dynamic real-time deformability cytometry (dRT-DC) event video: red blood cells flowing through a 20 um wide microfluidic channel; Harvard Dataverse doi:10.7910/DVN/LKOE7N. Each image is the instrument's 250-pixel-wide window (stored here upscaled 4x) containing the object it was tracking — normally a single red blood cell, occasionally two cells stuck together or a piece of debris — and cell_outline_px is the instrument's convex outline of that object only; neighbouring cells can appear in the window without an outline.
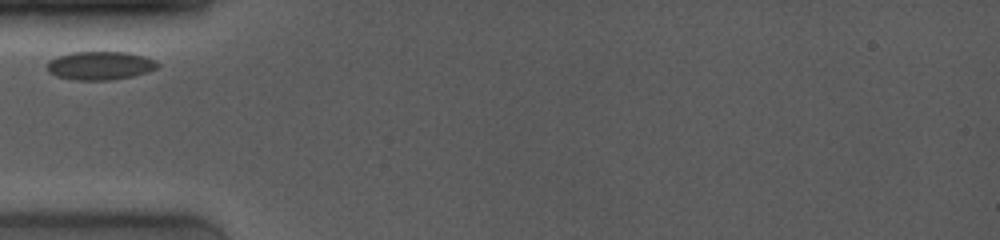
{"species": "common noctule bat (a hibernating species)", "species_latin": "Nyctalus noctula", "temperature_condition": "room temperature", "stored_images_in_passage": 19, "camera_frame_rate_fps": 4000, "um_per_image_px": 0.085, "animal": {"sex": "female", "body_mass_g": 19.0, "forearm_length_mm": 53.3}, "frame": {"image": 1, "passage_image": 1, "time_ms": 0.0, "image_size_px": [1000, 240], "cell_outline_px": [[160, 68], [148, 72], [132, 76], [108, 80], [76, 80], [56, 76], [48, 72], [44, 64], [48, 60], [56, 56], [72, 52], [128, 52], [144, 56], [156, 60], [160, 64]], "centroid_in_image_um": [8.49, 5.57], "position_along_channel_um": 76.5, "area_um2": 18.67}}
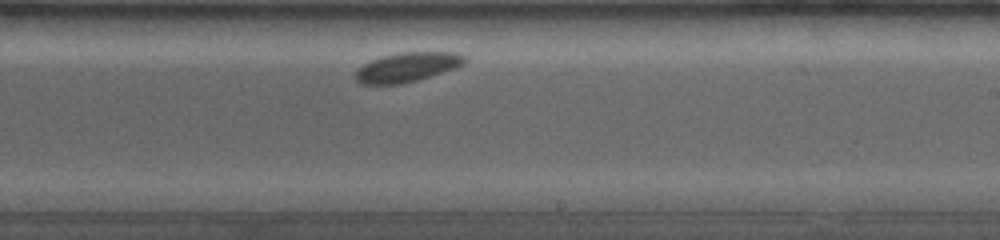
{"frame": {"image": 2, "passage_image": 10, "time_ms": 5.0, "image_size_px": [1000, 240], "cell_outline_px": [[464, 64], [416, 80], [400, 84], [360, 84], [356, 80], [356, 72], [364, 64], [372, 60], [384, 56], [400, 52], [456, 52], [464, 56]], "centroid_in_image_um": [34.58, 5.7], "position_along_channel_um": 254.4, "area_um2": 18.15}}
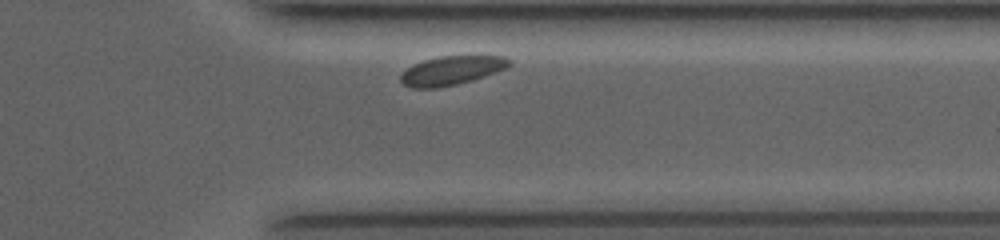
{"frame": {"image": 3, "passage_image": 18, "time_ms": 8.25, "image_size_px": [1000, 240], "cell_outline_px": [[512, 64], [496, 72], [472, 80], [456, 84], [436, 88], [412, 88], [404, 84], [400, 80], [400, 76], [408, 68], [424, 60], [436, 56], [504, 56], [512, 60]], "centroid_in_image_um": [38.4, 5.98], "position_along_channel_um": 373.0, "area_um2": 18.09}}